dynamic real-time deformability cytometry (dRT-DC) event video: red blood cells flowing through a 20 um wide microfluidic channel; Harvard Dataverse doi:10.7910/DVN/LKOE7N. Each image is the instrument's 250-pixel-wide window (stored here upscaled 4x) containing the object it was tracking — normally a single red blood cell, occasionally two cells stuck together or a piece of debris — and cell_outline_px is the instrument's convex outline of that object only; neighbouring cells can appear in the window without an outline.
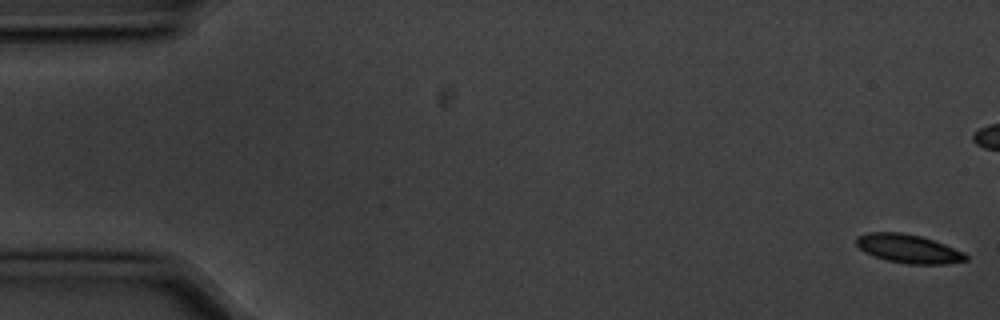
{"species": "common noctule bat (a hibernating species)", "species_latin": "Nyctalus noctula", "temperature_condition": "cold", "stored_images_in_passage": 7, "camera_frame_rate_fps": 3000, "um_per_image_px": 0.085, "animal": {"sex": "male", "body_mass_g": 20.1, "forearm_length_mm": 53.5}, "frame": {"image": 1, "passage_image": 1, "time_ms": 0.0, "image_size_px": [1000, 320], "cell_outline_px": [[968, 260], [944, 264], [908, 264], [888, 260], [872, 256], [864, 252], [856, 244], [856, 236], [868, 232], [900, 232], [920, 236], [944, 244], [964, 252], [968, 256]], "centroid_in_image_um": [77.19, 21.14], "position_along_channel_um": 7.8, "area_um2": 18.26}}